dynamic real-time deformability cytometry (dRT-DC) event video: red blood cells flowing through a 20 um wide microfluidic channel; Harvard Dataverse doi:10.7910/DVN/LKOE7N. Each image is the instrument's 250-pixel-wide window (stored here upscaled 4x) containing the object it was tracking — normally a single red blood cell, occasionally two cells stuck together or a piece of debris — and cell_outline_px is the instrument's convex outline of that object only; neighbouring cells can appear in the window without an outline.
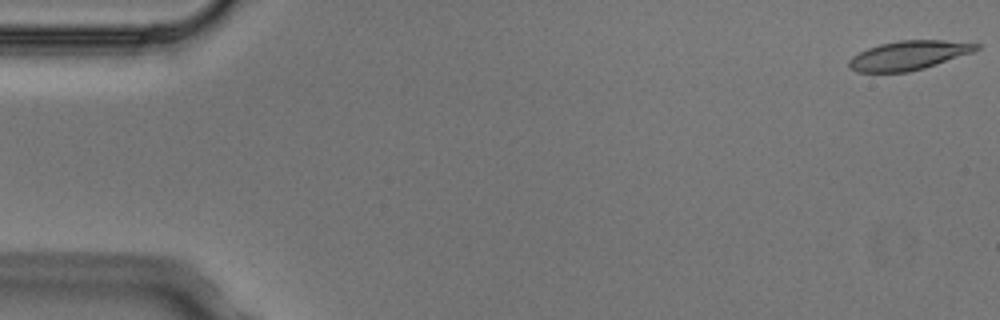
{"species": "Egyptian fruit bat (a non-hibernating species)", "species_latin": "Rousettus aegyptiacus", "temperature_condition": "cold", "stored_images_in_passage": 5, "camera_frame_rate_fps": 3000, "um_per_image_px": 0.085, "animal": {"sex": "male"}, "frame": {"image": 1, "passage_image": 1, "time_ms": 0.0, "image_size_px": [1000, 320], "cell_outline_px": [[980, 48], [972, 52], [924, 68], [908, 72], [856, 72], [848, 68], [848, 60], [852, 56], [868, 48], [880, 44], [896, 40], [944, 40], [980, 44]], "centroid_in_image_um": [77.19, 4.7], "position_along_channel_um": 7.8, "area_um2": 21.56}}
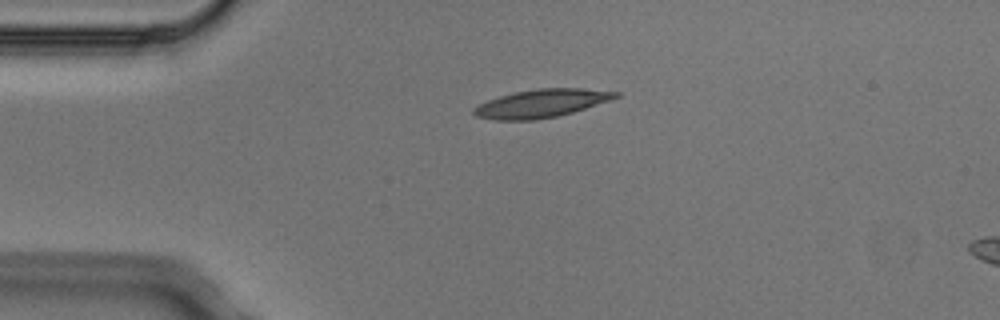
{"frame": {"image": 2, "passage_image": 4, "time_ms": 1.0, "image_size_px": [1000, 320], "cell_outline_px": [[620, 96], [572, 112], [556, 116], [536, 120], [492, 120], [476, 116], [472, 112], [472, 108], [488, 100], [500, 96], [516, 92], [540, 88], [580, 88], [620, 92]], "centroid_in_image_um": [45.97, 8.79], "position_along_channel_um": 39.0, "area_um2": 22.95}}